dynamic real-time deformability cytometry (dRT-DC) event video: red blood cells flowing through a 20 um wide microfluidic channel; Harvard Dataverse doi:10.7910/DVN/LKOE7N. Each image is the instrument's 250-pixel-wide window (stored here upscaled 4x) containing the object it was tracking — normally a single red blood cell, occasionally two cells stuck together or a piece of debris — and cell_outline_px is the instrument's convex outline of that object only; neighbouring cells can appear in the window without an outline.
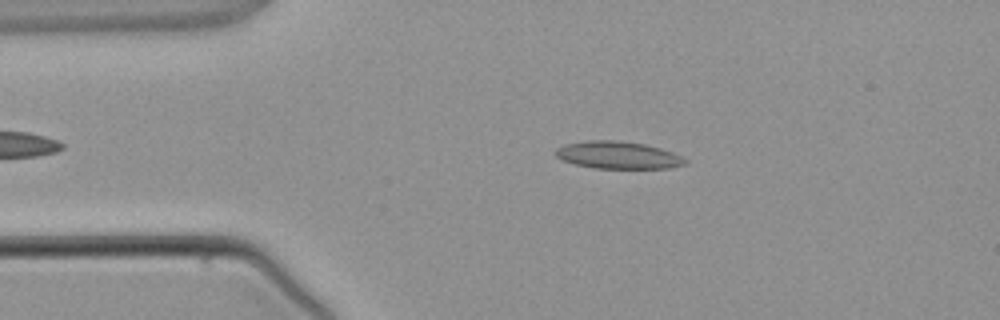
{"species": "common noctule bat (a hibernating species)", "species_latin": "Nyctalus noctula", "temperature_condition": "warm", "stored_images_in_passage": 3, "camera_frame_rate_fps": 3000, "um_per_image_px": 0.085, "animal": {"sex": "male", "body_mass_g": 21.5, "forearm_length_mm": 52.0}, "frame": {"image": 1, "passage_image": 2, "time_ms": 1.333, "image_size_px": [1000, 320], "cell_outline_px": [[688, 164], [668, 168], [592, 168], [576, 164], [564, 160], [556, 156], [556, 148], [564, 144], [588, 140], [616, 140], [644, 144], [660, 148], [672, 152], [688, 160]], "centroid_in_image_um": [52.54, 13.18], "position_along_channel_um": 32.5, "area_um2": 20.58}}